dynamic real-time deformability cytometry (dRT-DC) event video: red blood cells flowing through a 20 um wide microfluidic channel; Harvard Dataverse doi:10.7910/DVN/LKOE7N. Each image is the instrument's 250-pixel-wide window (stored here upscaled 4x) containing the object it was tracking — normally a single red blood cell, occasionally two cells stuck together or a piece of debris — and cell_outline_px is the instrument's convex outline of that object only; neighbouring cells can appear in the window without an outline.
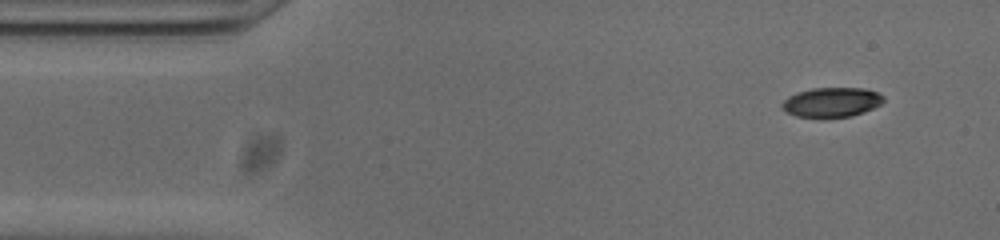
{"species": "common noctule bat (a hibernating species)", "species_latin": "Nyctalus noctula", "temperature_condition": "cold", "stored_images_in_passage": 49, "camera_frame_rate_fps": 3000, "um_per_image_px": 0.085, "animal": {"sex": "male", "body_mass_g": 20.0, "forearm_length_mm": 53.3}, "frame": {"image": 1, "passage_image": 1, "time_ms": 0.0, "image_size_px": [1000, 240], "cell_outline_px": [[884, 100], [880, 104], [864, 112], [852, 116], [796, 116], [788, 112], [784, 108], [784, 100], [788, 96], [796, 92], [812, 88], [864, 88], [876, 92], [884, 96]], "centroid_in_image_um": [70.72, 8.66], "position_along_channel_um": 14.3, "area_um2": 17.05}}
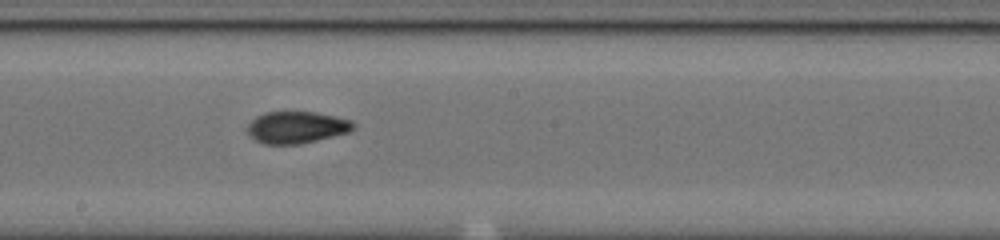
{"frame": {"image": 2, "passage_image": 24, "time_ms": 7.667, "image_size_px": [1000, 240], "cell_outline_px": [[356, 128], [348, 132], [300, 144], [264, 144], [256, 140], [244, 128], [256, 116], [264, 112], [316, 112], [336, 116], [352, 120], [356, 124]], "centroid_in_image_um": [25.22, 10.81], "position_along_channel_um": 223.0, "area_um2": 19.77}}
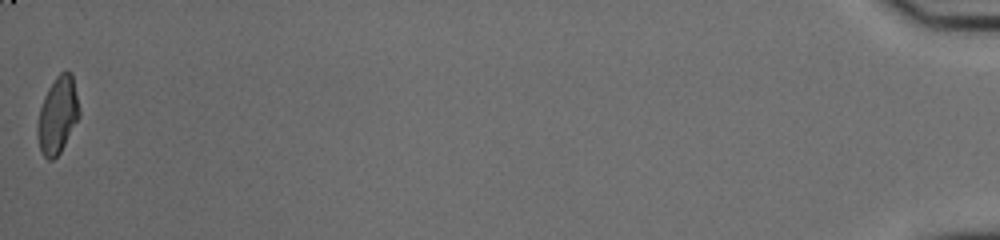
{"frame": {"image": 3, "passage_image": 49, "time_ms": 16.0, "image_size_px": [1000, 240], "cell_outline_px": [[80, 116], [60, 152], [52, 160], [48, 160], [40, 152], [36, 136], [36, 132], [40, 108], [44, 96], [48, 88], [56, 76], [60, 72], [72, 72], [80, 108]], "centroid_in_image_um": [4.89, 9.79], "position_along_channel_um": 430.3, "area_um2": 18.79}, "authors_computed_cell_mechanics": {"area_um2": 19.1318, "velocity_mm_per_s": 3.8337, "shape_relaxation_time_tau1_ms": null, "shape_relaxation_time_tau2_ms": 2.1373, "deformation_change_tau1": null, "deformation_change_tau2": 0.0716}}